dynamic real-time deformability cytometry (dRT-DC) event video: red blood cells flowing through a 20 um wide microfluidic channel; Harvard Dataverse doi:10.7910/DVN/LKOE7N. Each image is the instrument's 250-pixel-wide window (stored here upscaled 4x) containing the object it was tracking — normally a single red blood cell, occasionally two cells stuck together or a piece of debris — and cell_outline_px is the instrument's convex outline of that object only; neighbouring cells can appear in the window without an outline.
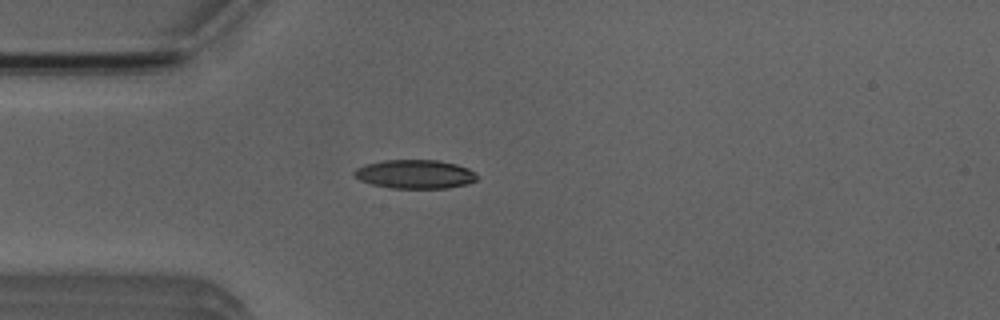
{"species": "Egyptian fruit bat (a non-hibernating species)", "species_latin": "Rousettus aegyptiacus", "temperature_condition": "room temperature", "stored_images_in_passage": 4, "camera_frame_rate_fps": 3000, "um_per_image_px": 0.085, "animal": {"sex": "male"}, "frame": {"image": 1, "passage_image": 4, "time_ms": 3.667, "image_size_px": [1000, 320], "cell_outline_px": [[480, 176], [476, 180], [468, 184], [448, 188], [388, 188], [372, 184], [360, 180], [352, 172], [356, 168], [364, 164], [384, 160], [440, 160], [456, 164], [468, 168], [476, 172]], "centroid_in_image_um": [35.31, 14.8], "position_along_channel_um": 49.7, "area_um2": 20.87}}